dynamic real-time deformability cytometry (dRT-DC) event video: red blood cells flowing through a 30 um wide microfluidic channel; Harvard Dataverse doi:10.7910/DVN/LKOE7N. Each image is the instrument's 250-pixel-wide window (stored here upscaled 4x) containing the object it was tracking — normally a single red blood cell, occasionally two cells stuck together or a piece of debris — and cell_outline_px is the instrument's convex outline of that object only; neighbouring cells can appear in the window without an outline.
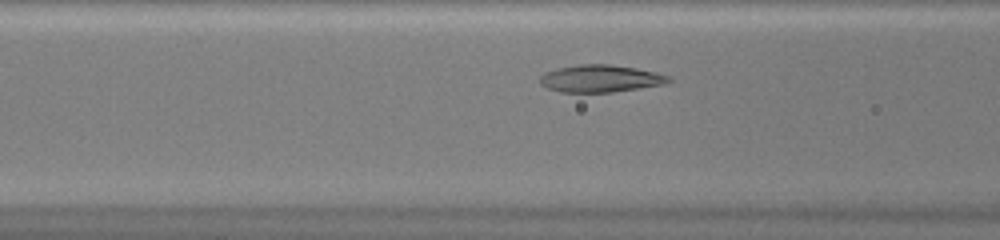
{"species": "common noctule bat (a hibernating species)", "species_latin": "Nyctalus noctula", "temperature_condition": "warm", "stored_images_in_passage": 27, "camera_frame_rate_fps": 3000, "um_per_image_px": 0.085, "animal": {"sex": "female", "body_mass_g": 20.0, "forearm_length_mm": 54.0}, "frame": {"image": 1, "passage_image": 5, "time_ms": 1.333, "image_size_px": [1000, 240], "cell_outline_px": [[672, 80], [664, 84], [640, 88], [612, 92], [560, 92], [548, 88], [540, 84], [540, 76], [548, 72], [560, 68], [576, 64], [612, 64], [636, 68], [656, 72], [668, 76]], "centroid_in_image_um": [51.05, 6.67], "position_along_channel_um": 115.5, "area_um2": 20.35}}
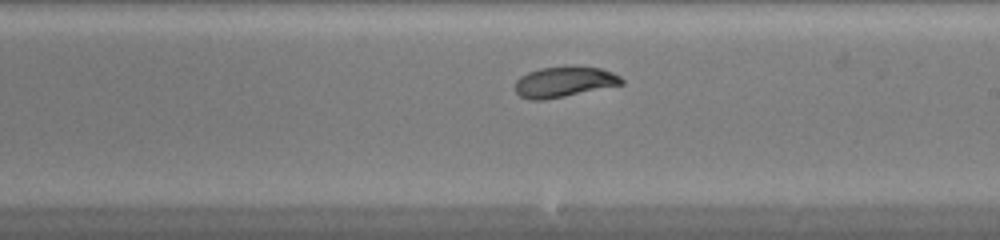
{"frame": {"image": 2, "passage_image": 14, "time_ms": 4.333, "image_size_px": [1000, 240], "cell_outline_px": [[624, 84], [544, 100], [532, 100], [520, 96], [516, 92], [516, 80], [520, 76], [528, 72], [540, 68], [572, 64], [600, 68], [612, 72], [620, 76], [624, 80]], "centroid_in_image_um": [47.97, 6.92], "position_along_channel_um": 241.0, "area_um2": 19.25}}
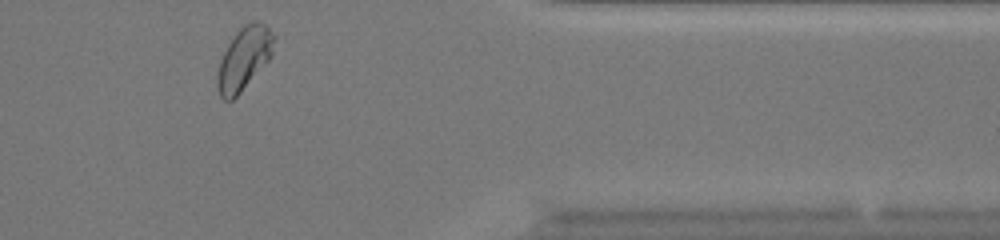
{"frame": {"image": 3, "passage_image": 26, "time_ms": 8.333, "image_size_px": [1000, 240], "cell_outline_px": [[276, 36], [272, 56], [240, 92], [232, 100], [224, 100], [220, 96], [216, 88], [216, 76], [220, 60], [228, 44], [236, 32], [244, 24], [252, 20], [260, 20], [276, 32]], "centroid_in_image_um": [20.77, 4.92], "position_along_channel_um": 390.6, "area_um2": 21.04}, "authors_computed_cell_mechanics": {"area_um2": 19.7098, "velocity_mm_per_s": 4.1904, "shape_relaxation_time_tau1_ms": 4.2836, "shape_relaxation_time_tau2_ms": null, "deformation_change_tau1": 0.1179, "deformation_change_tau2": null}}